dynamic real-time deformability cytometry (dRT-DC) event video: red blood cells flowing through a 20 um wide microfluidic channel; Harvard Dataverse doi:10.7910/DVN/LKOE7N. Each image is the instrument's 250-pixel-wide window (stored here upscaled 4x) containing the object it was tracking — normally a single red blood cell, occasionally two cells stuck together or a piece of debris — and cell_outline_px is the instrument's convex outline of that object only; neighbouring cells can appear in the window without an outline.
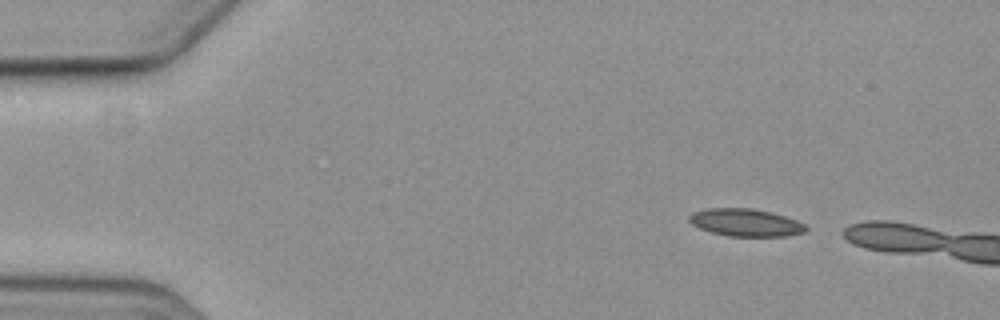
{"species": "common noctule bat (a hibernating species)", "species_latin": "Nyctalus noctula", "temperature_condition": "cold", "stored_images_in_passage": 3, "camera_frame_rate_fps": 3000, "um_per_image_px": 0.085, "animal": {"sex": "female", "body_mass_g": 19.3, "forearm_length_mm": 54.1}, "frame": {"image": 1, "passage_image": 1, "time_ms": 0.0, "image_size_px": [1000, 320], "cell_outline_px": [[808, 228], [804, 232], [788, 236], [728, 236], [712, 232], [700, 228], [692, 224], [688, 220], [688, 216], [692, 212], [708, 208], [752, 208], [784, 216], [796, 220], [804, 224]], "centroid_in_image_um": [63.35, 18.92], "position_along_channel_um": 21.6, "area_um2": 18.61}}